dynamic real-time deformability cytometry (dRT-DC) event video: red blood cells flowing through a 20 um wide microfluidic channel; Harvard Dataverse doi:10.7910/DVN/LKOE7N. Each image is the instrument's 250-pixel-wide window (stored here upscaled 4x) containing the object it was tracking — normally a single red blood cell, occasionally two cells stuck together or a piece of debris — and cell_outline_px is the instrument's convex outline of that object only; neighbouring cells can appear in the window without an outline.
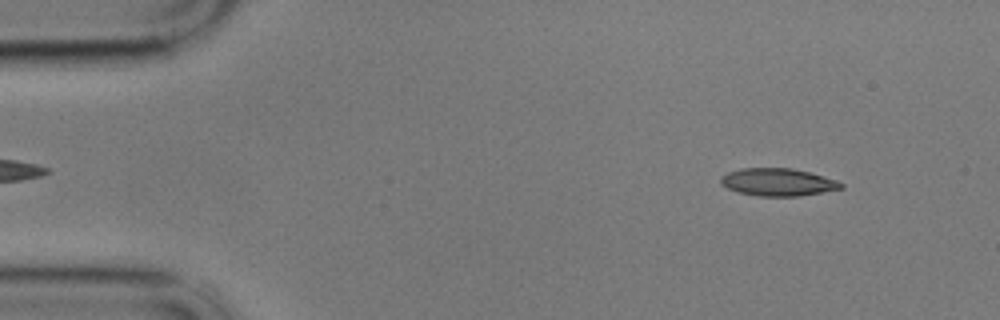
{"species": "common noctule bat (a hibernating species)", "species_latin": "Nyctalus noctula", "temperature_condition": "cold", "stored_images_in_passage": 17, "camera_frame_rate_fps": 3000, "um_per_image_px": 0.085, "animal": {"sex": "male", "body_mass_g": 17.9}, "frame": {"image": 1, "passage_image": 6, "time_ms": 1.667, "image_size_px": [1000, 320], "cell_outline_px": [[844, 188], [800, 196], [760, 196], [740, 192], [728, 188], [720, 184], [720, 176], [728, 172], [740, 168], [792, 168], [824, 176], [836, 180], [844, 184]], "centroid_in_image_um": [66.12, 15.47], "position_along_channel_um": 18.9, "area_um2": 19.31}}